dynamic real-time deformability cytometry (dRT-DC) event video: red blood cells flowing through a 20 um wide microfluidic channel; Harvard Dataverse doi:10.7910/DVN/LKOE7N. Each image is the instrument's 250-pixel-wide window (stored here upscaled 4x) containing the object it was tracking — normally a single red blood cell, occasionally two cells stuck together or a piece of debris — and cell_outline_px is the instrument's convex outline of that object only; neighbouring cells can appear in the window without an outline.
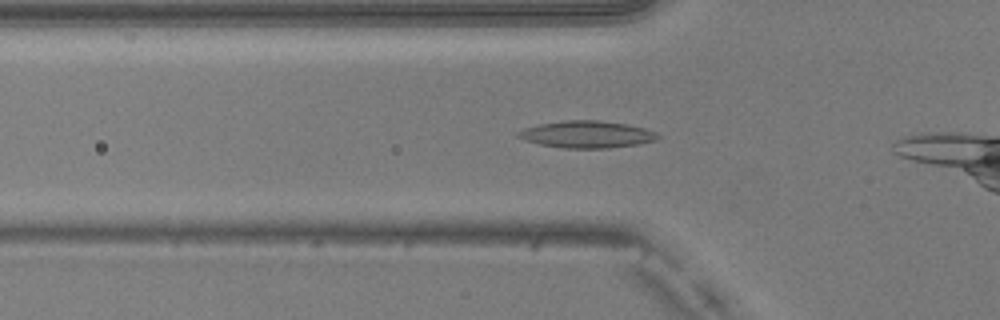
{"species": "common noctule bat (a hibernating species)", "species_latin": "Nyctalus noctula", "temperature_condition": "warm", "stored_images_in_passage": 10, "camera_frame_rate_fps": 3000, "um_per_image_px": 0.085, "animal": {"sex": "male", "body_mass_g": 20.5, "forearm_length_mm": 52.5}, "frame": {"image": 1, "passage_image": 5, "time_ms": 1.333, "image_size_px": [1000, 320], "cell_outline_px": [[660, 136], [656, 140], [640, 144], [608, 148], [564, 148], [540, 144], [516, 136], [516, 132], [524, 128], [540, 124], [564, 120], [596, 120], [628, 124], [644, 128], [656, 132]], "centroid_in_image_um": [49.91, 11.42], "position_along_channel_um": 75.9, "area_um2": 21.91}}
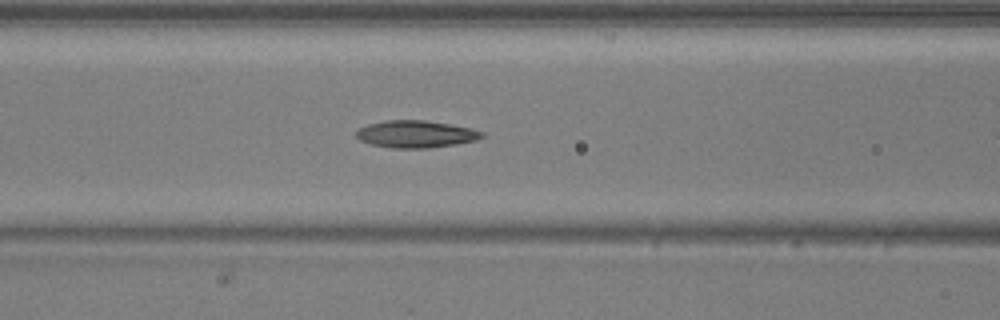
{"frame": {"image": 2, "passage_image": 9, "time_ms": 2.667, "image_size_px": [1000, 320], "cell_outline_px": [[484, 136], [476, 140], [456, 144], [428, 148], [392, 148], [372, 144], [360, 140], [356, 136], [356, 132], [360, 128], [368, 124], [384, 120], [424, 120], [472, 128], [484, 132]], "centroid_in_image_um": [35.36, 11.39], "position_along_channel_um": 131.2, "area_um2": 19.83}}